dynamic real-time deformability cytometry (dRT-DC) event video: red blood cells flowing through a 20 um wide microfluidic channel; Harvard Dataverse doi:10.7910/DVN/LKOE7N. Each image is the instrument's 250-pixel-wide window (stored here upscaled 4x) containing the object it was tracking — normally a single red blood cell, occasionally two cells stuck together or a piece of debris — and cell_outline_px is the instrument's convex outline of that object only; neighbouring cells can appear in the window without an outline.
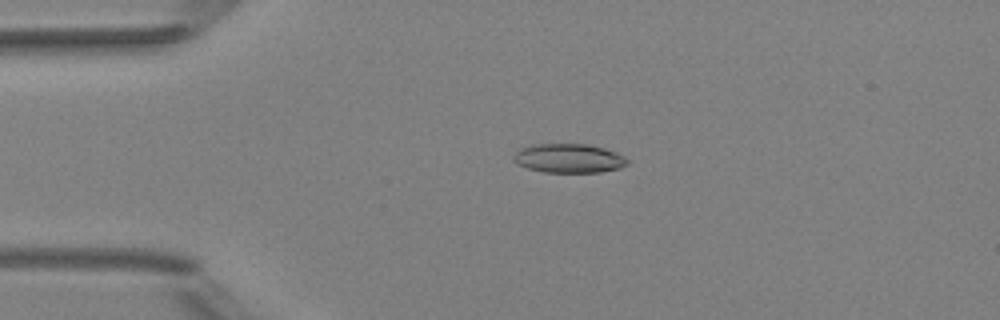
{"species": "Egyptian fruit bat (a non-hibernating species)", "species_latin": "Rousettus aegyptiacus", "temperature_condition": "room temperature", "stored_images_in_passage": 4, "camera_frame_rate_fps": 3000, "um_per_image_px": 0.085, "animal": {"sex": "female"}, "frame": {"image": 1, "passage_image": 3, "time_ms": 2.333, "image_size_px": [1000, 320], "cell_outline_px": [[628, 164], [620, 168], [600, 172], [544, 172], [528, 168], [516, 164], [512, 160], [512, 156], [520, 148], [532, 144], [588, 144], [604, 148], [616, 152], [624, 156], [628, 160]], "centroid_in_image_um": [48.33, 13.45], "position_along_channel_um": 36.7, "area_um2": 19.42}}